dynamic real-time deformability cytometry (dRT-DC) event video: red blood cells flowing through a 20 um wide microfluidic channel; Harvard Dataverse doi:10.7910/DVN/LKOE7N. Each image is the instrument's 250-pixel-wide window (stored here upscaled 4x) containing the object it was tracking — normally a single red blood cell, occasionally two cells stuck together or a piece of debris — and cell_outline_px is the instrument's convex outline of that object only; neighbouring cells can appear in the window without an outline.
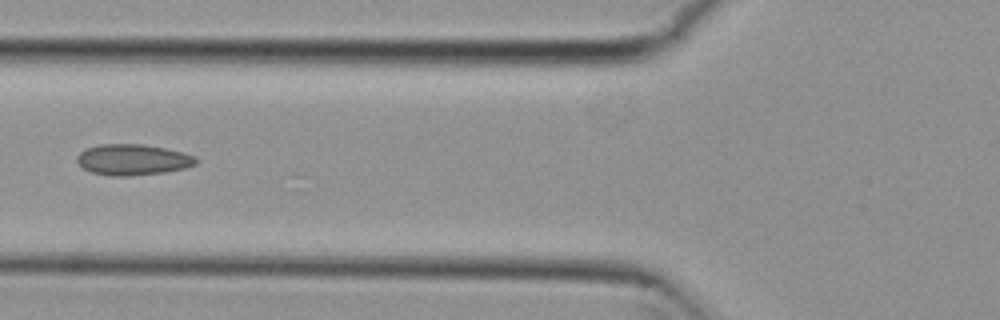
{"species": "common noctule bat (a hibernating species)", "species_latin": "Nyctalus noctula", "temperature_condition": "cold", "stored_images_in_passage": 5, "camera_frame_rate_fps": 3000, "um_per_image_px": 0.085, "animal": {"sex": "female", "body_mass_g": 29.2, "forearm_length_mm": 56.3}, "frame": {"image": 1, "passage_image": 3, "time_ms": 0.667, "image_size_px": [1000, 320], "cell_outline_px": [[196, 164], [184, 168], [164, 172], [128, 176], [112, 176], [92, 172], [84, 168], [76, 160], [76, 156], [80, 152], [88, 148], [100, 144], [144, 144], [184, 152], [196, 156]], "centroid_in_image_um": [11.29, 13.57], "position_along_channel_um": 114.5, "area_um2": 21.33}}
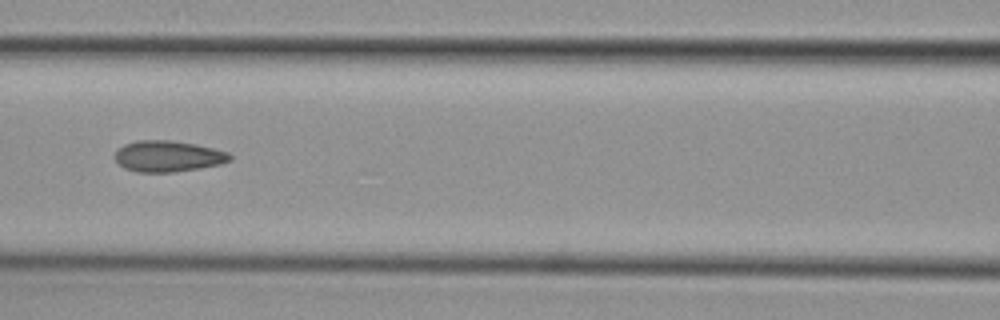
{"frame": {"image": 2, "passage_image": 4, "time_ms": 1.0, "image_size_px": [1000, 320], "cell_outline_px": [[232, 160], [220, 164], [200, 168], [172, 172], [136, 172], [124, 168], [112, 156], [124, 144], [136, 140], [168, 140], [196, 144], [228, 152], [232, 156]], "centroid_in_image_um": [14.27, 13.28], "position_along_channel_um": 152.3, "area_um2": 20.87}}
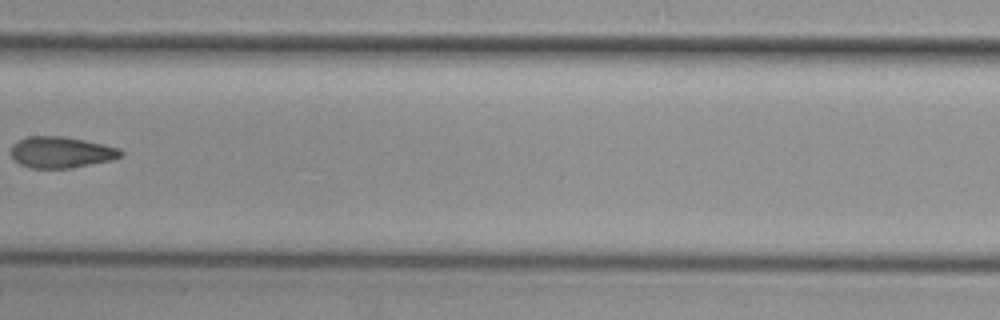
{"frame": {"image": 3, "passage_image": 5, "time_ms": 1.333, "image_size_px": [1000, 320], "cell_outline_px": [[124, 156], [112, 160], [68, 168], [32, 168], [20, 164], [12, 156], [12, 144], [28, 136], [64, 136], [104, 144], [120, 148], [124, 152]], "centroid_in_image_um": [5.25, 12.93], "position_along_channel_um": 202.2, "area_um2": 19.94}}